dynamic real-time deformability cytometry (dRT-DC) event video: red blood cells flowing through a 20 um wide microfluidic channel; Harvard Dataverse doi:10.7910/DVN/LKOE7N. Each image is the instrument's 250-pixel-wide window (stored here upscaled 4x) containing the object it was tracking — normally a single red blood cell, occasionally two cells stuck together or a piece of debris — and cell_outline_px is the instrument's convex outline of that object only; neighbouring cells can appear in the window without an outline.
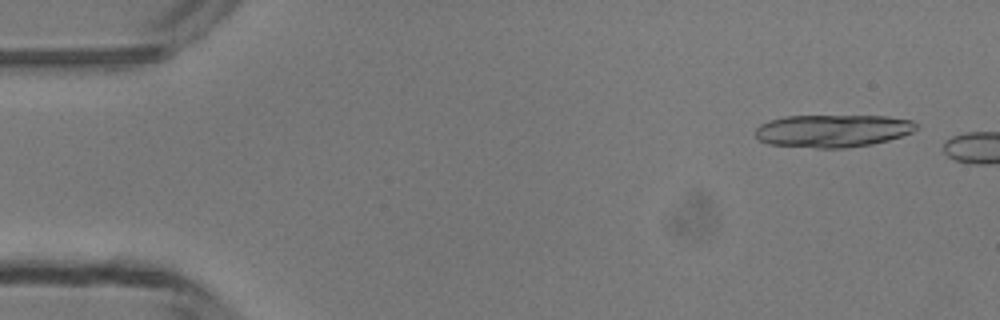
{"species": "common noctule bat (a hibernating species)", "species_latin": "Nyctalus noctula", "temperature_condition": "room temperature", "stored_images_in_passage": 4, "camera_frame_rate_fps": 3000, "um_per_image_px": 0.085, "animal": {"sex": "male", "body_mass_g": 13.3}, "frame": {"image": 1, "passage_image": 1, "time_ms": 0.0, "image_size_px": [1000, 320], "cell_outline_px": [[916, 128], [912, 132], [888, 140], [872, 144], [844, 148], [816, 148], [768, 144], [760, 140], [756, 136], [756, 128], [760, 124], [768, 120], [784, 116], [884, 116], [912, 120], [916, 124]], "centroid_in_image_um": [70.75, 11.12], "position_along_channel_um": 14.3, "area_um2": 30.52}}